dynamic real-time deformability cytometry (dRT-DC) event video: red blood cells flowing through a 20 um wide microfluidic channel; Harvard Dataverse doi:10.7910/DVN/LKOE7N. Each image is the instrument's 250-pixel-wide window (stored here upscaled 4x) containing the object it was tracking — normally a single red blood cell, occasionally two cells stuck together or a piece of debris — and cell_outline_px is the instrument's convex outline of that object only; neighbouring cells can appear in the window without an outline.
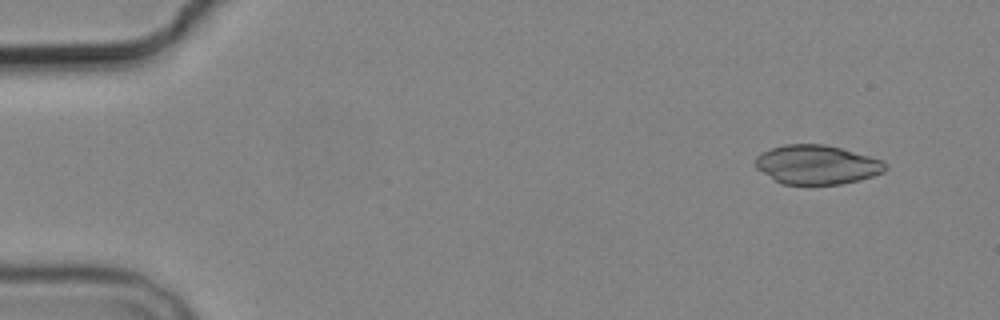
{"species": "common noctule bat (a hibernating species)", "species_latin": "Nyctalus noctula", "temperature_condition": "cold", "stored_images_in_passage": 9, "camera_frame_rate_fps": 3000, "um_per_image_px": 0.085, "animal": {"sex": "male", "body_mass_g": 19.2, "forearm_length_mm": 51.8}, "frame": {"image": 1, "passage_image": 2, "time_ms": 1.333, "image_size_px": [1000, 320], "cell_outline_px": [[888, 168], [884, 172], [860, 180], [840, 184], [808, 188], [780, 184], [756, 168], [756, 156], [772, 148], [784, 144], [824, 144], [840, 148], [884, 160], [888, 164]], "centroid_in_image_um": [69.45, 14.05], "position_along_channel_um": 15.6, "area_um2": 30.52}}